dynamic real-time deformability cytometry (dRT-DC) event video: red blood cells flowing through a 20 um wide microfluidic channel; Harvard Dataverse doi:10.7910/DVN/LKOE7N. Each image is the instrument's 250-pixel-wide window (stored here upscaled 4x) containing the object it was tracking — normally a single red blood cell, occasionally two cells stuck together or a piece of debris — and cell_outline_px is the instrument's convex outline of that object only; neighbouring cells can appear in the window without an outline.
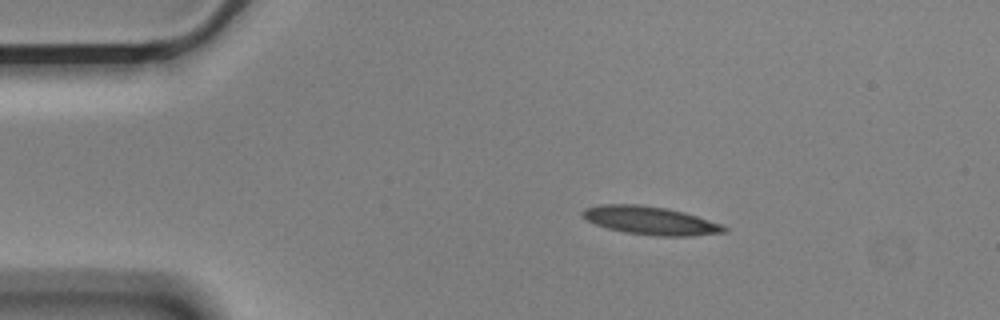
{"species": "Egyptian fruit bat (a non-hibernating species)", "species_latin": "Rousettus aegyptiacus", "temperature_condition": "cold", "stored_images_in_passage": 47, "camera_frame_rate_fps": 3000, "um_per_image_px": 0.085, "animal": {"sex": "male"}, "frame": {"image": 1, "passage_image": 1, "time_ms": 0.0, "image_size_px": [1000, 320], "cell_outline_px": [[728, 232], [692, 236], [656, 236], [624, 232], [608, 228], [596, 224], [588, 220], [580, 212], [584, 208], [600, 204], [640, 204], [668, 208], [684, 212], [720, 224], [728, 228]], "centroid_in_image_um": [55.29, 18.74], "position_along_channel_um": 29.7, "area_um2": 23.29}}
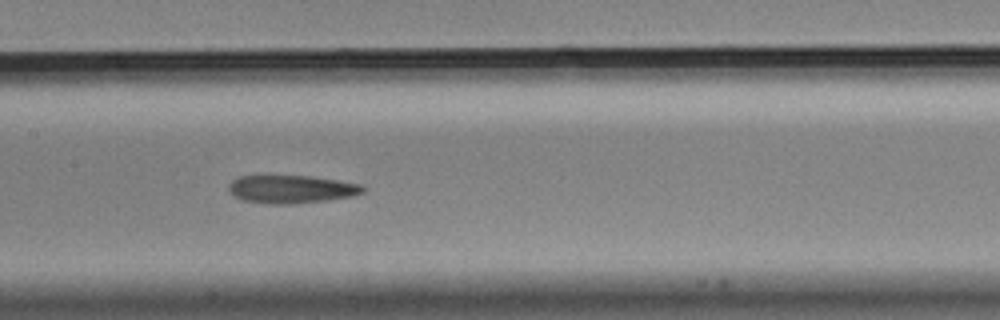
{"frame": {"image": 2, "passage_image": 18, "time_ms": 5.667, "image_size_px": [1000, 320], "cell_outline_px": [[364, 192], [352, 196], [324, 200], [288, 204], [268, 204], [240, 200], [228, 188], [228, 184], [232, 180], [240, 176], [308, 176], [336, 180], [360, 184], [364, 188]], "centroid_in_image_um": [24.73, 16.08], "position_along_channel_um": 182.7, "area_um2": 21.62}}
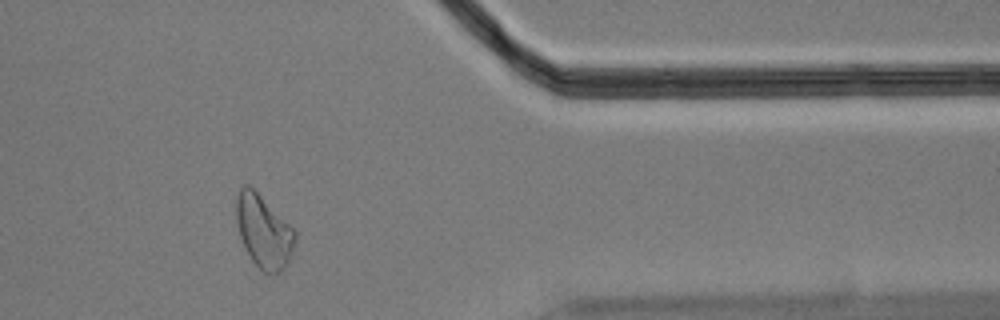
{"frame": {"image": 3, "passage_image": 37, "time_ms": 12.0, "image_size_px": [1000, 320], "cell_outline_px": [[296, 240], [288, 264], [280, 272], [272, 276], [264, 272], [252, 260], [240, 236], [236, 220], [236, 196], [240, 188], [244, 184], [248, 184], [296, 232]], "centroid_in_image_um": [22.41, 19.71], "position_along_channel_um": 389.0, "area_um2": 24.51}, "authors_computed_cell_mechanics": {"area_um2": 23.12, "velocity_mm_per_s": 3.5686, "shape_relaxation_time_tau1_ms": null, "shape_relaxation_time_tau2_ms": 4.59, "deformation_change_tau1": null, "deformation_change_tau2": 0.1378}}